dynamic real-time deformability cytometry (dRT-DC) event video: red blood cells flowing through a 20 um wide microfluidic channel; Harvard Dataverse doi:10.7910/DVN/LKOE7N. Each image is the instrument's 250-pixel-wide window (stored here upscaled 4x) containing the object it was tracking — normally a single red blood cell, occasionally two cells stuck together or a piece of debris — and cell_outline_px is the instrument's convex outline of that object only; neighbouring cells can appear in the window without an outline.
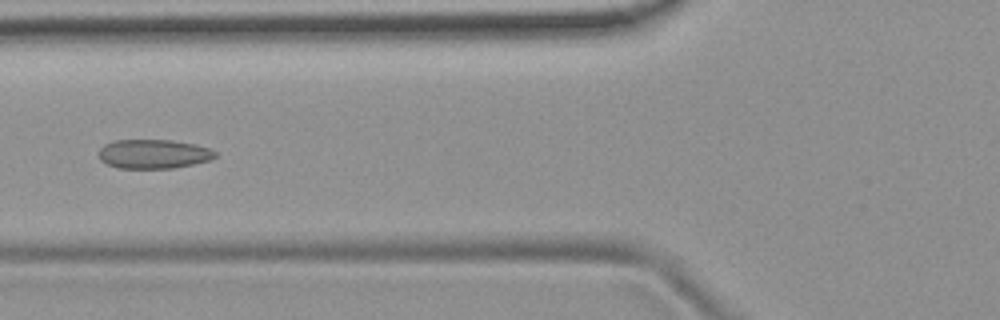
{"species": "common noctule bat (a hibernating species)", "species_latin": "Nyctalus noctula", "temperature_condition": "room temperature", "stored_images_in_passage": 8, "camera_frame_rate_fps": 3000, "um_per_image_px": 0.085, "animal": {"sex": "female", "body_mass_g": 19.9}, "frame": {"image": 1, "passage_image": 5, "time_ms": 1.333, "image_size_px": [1000, 320], "cell_outline_px": [[216, 156], [208, 160], [176, 168], [116, 168], [100, 160], [100, 148], [104, 144], [112, 140], [172, 140], [196, 144], [208, 148], [216, 152]], "centroid_in_image_um": [13.03, 13.08], "position_along_channel_um": 112.8, "area_um2": 19.77}}
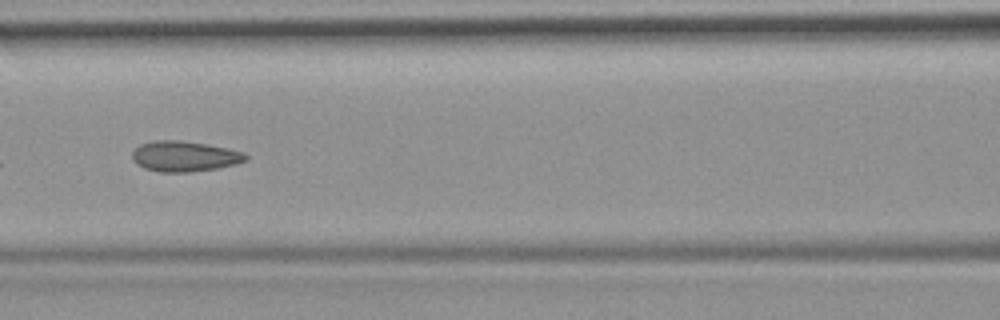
{"frame": {"image": 2, "passage_image": 6, "time_ms": 1.667, "image_size_px": [1000, 320], "cell_outline_px": [[248, 160], [236, 164], [216, 168], [188, 172], [160, 172], [144, 168], [136, 164], [132, 160], [132, 152], [140, 144], [156, 140], [180, 140], [208, 144], [228, 148], [244, 152], [248, 156]], "centroid_in_image_um": [15.69, 13.28], "position_along_channel_um": 150.9, "area_um2": 20.29}}
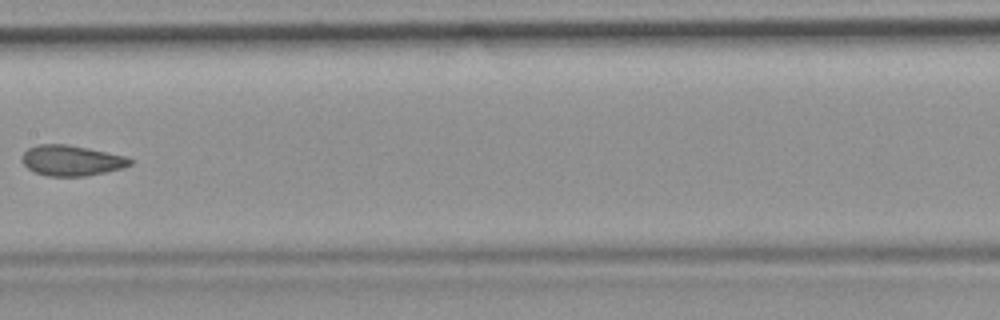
{"frame": {"image": 3, "passage_image": 7, "time_ms": 2.0, "image_size_px": [1000, 320], "cell_outline_px": [[132, 164], [124, 168], [88, 176], [48, 176], [36, 172], [28, 168], [24, 164], [24, 152], [28, 148], [40, 144], [68, 144], [128, 156], [132, 160]], "centroid_in_image_um": [6.15, 13.64], "position_along_channel_um": 201.3, "area_um2": 19.19}}